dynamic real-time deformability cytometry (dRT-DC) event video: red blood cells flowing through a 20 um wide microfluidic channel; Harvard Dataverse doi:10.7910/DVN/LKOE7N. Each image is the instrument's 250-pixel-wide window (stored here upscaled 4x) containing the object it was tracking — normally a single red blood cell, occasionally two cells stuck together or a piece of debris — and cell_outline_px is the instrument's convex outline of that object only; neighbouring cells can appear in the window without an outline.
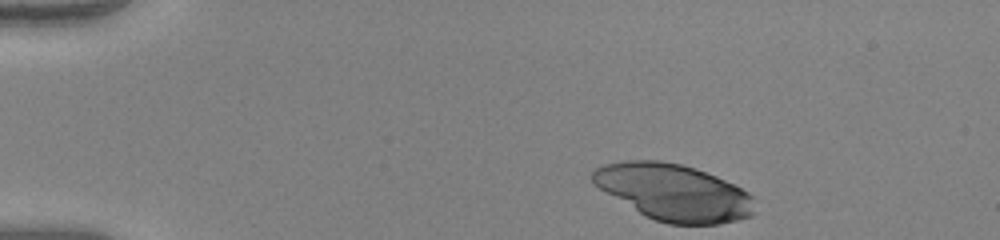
{"species": "human", "species_latin": "Homo sapiens", "temperature_condition": "warm", "stored_images_in_passage": 40, "camera_frame_rate_fps": 3000, "um_per_image_px": 0.085, "donor": {"sex": "female"}, "frame": {"image": 1, "passage_image": 1, "time_ms": 0.0, "image_size_px": [1000, 240], "cell_outline_px": [[756, 212], [752, 216], [720, 224], [668, 224], [644, 216], [600, 188], [592, 180], [592, 172], [596, 168], [604, 164], [624, 160], [660, 160], [680, 164], [696, 168], [716, 176], [748, 192], [752, 196]], "centroid_in_image_um": [57.29, 16.35], "position_along_channel_um": 27.7, "area_um2": 53.18}}